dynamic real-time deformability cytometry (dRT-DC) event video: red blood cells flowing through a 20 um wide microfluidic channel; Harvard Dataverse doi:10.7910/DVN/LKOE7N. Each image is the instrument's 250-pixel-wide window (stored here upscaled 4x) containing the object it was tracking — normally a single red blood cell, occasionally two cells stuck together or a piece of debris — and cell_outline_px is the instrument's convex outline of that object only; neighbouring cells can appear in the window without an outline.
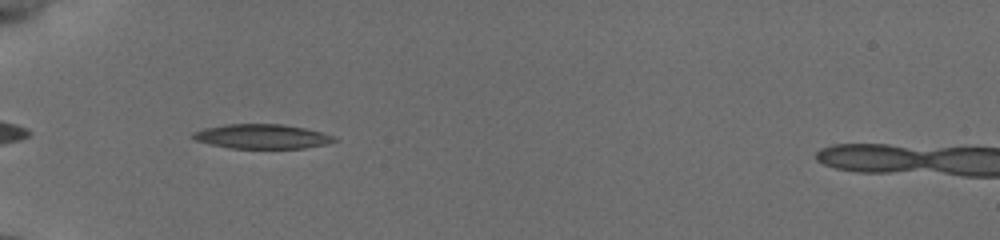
{"species": "common noctule bat (a hibernating species)", "species_latin": "Nyctalus noctula", "temperature_condition": "cold", "stored_images_in_passage": 19, "camera_frame_rate_fps": 3000, "um_per_image_px": 0.085, "animal": {"sex": "female", "body_mass_g": 19.5, "forearm_length_mm": 54.1}, "frame": {"image": 1, "passage_image": 1, "time_ms": 0.0, "image_size_px": [1000, 240], "cell_outline_px": [[336, 140], [324, 144], [304, 148], [228, 148], [196, 140], [188, 136], [192, 132], [204, 128], [224, 124], [280, 124], [304, 128], [320, 132], [332, 136]], "centroid_in_image_um": [22.17, 11.59], "position_along_channel_um": 62.8, "area_um2": 19.94}}
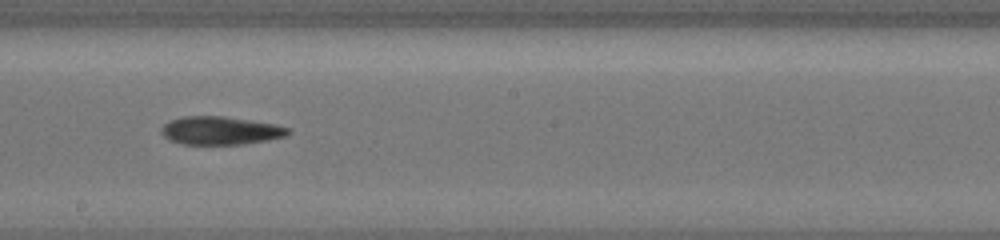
{"frame": {"image": 2, "passage_image": 10, "time_ms": 4.667, "image_size_px": [1000, 240], "cell_outline_px": [[292, 132], [284, 136], [268, 140], [244, 144], [184, 144], [168, 140], [160, 132], [160, 128], [164, 124], [172, 120], [184, 116], [224, 116], [276, 124], [288, 128]], "centroid_in_image_um": [18.73, 11.1], "position_along_channel_um": 229.5, "area_um2": 20.81}}
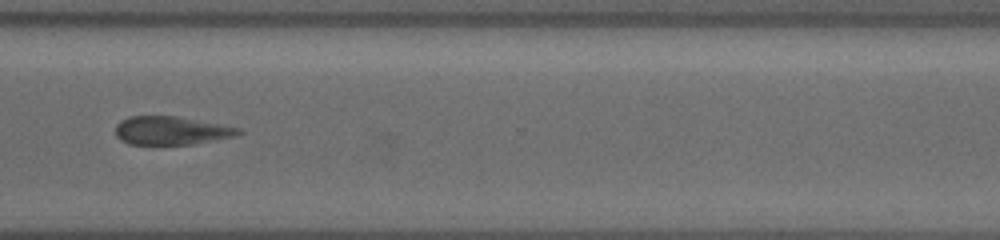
{"frame": {"image": 3, "passage_image": 15, "time_ms": 8.0, "image_size_px": [1000, 240], "cell_outline_px": [[244, 132], [236, 136], [192, 144], [156, 148], [128, 144], [120, 140], [116, 136], [116, 124], [120, 120], [128, 116], [176, 116], [240, 128]], "centroid_in_image_um": [14.48, 11.15], "position_along_channel_um": 356.1, "area_um2": 21.21}, "authors_computed_cell_mechanics": {"area_um2": 20.3456, "velocity_mm_per_s": 3.8059, "shape_relaxation_time_tau1_ms": 3.2233, "shape_relaxation_time_tau2_ms": 10.3285, "deformation_change_tau1": 0.0861, "deformation_change_tau2": 0.2473}}